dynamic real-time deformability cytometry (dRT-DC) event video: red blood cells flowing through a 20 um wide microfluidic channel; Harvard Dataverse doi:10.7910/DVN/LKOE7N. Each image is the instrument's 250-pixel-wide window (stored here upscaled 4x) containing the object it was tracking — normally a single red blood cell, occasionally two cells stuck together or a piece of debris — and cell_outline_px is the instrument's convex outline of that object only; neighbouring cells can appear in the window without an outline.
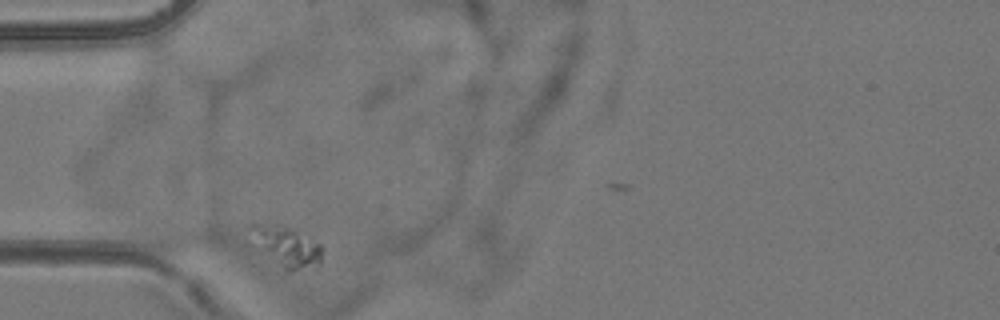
{"species": "common noctule bat (a hibernating species)", "species_latin": "Nyctalus noctula", "temperature_condition": "room temperature", "stored_images_in_passage": 2, "camera_frame_rate_fps": 3000, "um_per_image_px": 0.085, "animal": {"sex": "female", "body_mass_g": 24.6, "forearm_length_mm": 56.2}, "frame": {"image": 1, "passage_image": 1, "time_ms": 0.0, "image_size_px": [1000, 320], "cell_outline_px": [[324, 248], [320, 264], [316, 268], [292, 272], [284, 272], [244, 228], [244, 224], [252, 220], [292, 228], [320, 244]], "centroid_in_image_um": [24.34, 20.93], "position_along_channel_um": 60.7, "area_um2": 17.46}}